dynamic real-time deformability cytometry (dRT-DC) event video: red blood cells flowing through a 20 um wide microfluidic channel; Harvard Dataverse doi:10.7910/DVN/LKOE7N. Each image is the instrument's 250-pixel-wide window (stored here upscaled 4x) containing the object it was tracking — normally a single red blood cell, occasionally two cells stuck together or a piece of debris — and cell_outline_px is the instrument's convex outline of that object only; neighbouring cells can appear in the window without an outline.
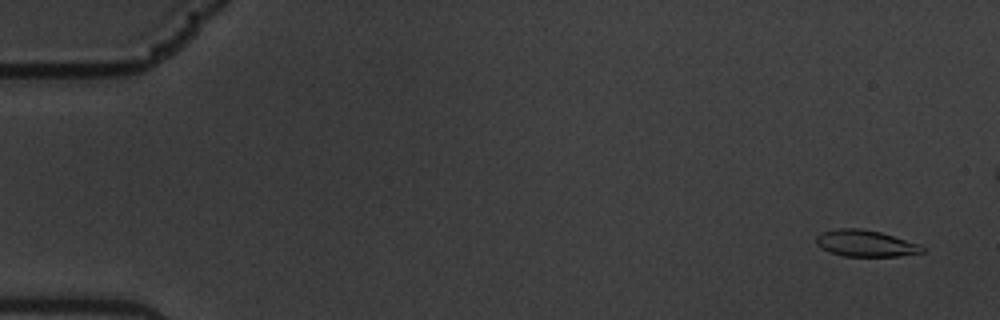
{"species": "common noctule bat (a hibernating species)", "species_latin": "Nyctalus noctula", "temperature_condition": "warm", "stored_images_in_passage": 53, "camera_frame_rate_fps": 3000, "um_per_image_px": 0.085, "animal": {"sex": "male", "body_mass_g": 19.5, "forearm_length_mm": 54.6}, "frame": {"image": 1, "passage_image": 1, "time_ms": 0.0, "image_size_px": [1000, 320], "cell_outline_px": [[924, 252], [900, 256], [844, 256], [828, 252], [820, 248], [816, 244], [816, 236], [820, 232], [836, 228], [860, 228], [880, 232], [920, 244], [924, 248]], "centroid_in_image_um": [73.52, 20.68], "position_along_channel_um": 11.5, "area_um2": 16.53}}
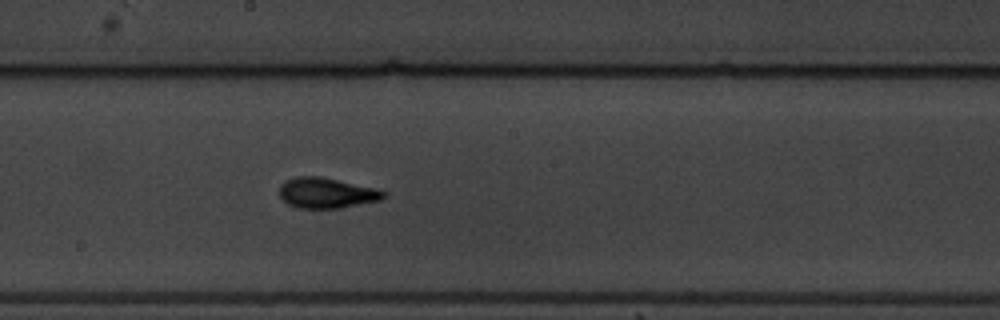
{"frame": {"image": 2, "passage_image": 32, "time_ms": 10.333, "image_size_px": [1000, 320], "cell_outline_px": [[388, 196], [380, 200], [340, 208], [296, 208], [288, 204], [280, 196], [280, 184], [284, 180], [296, 176], [320, 176], [380, 188]], "centroid_in_image_um": [27.78, 16.39], "position_along_channel_um": 220.4, "area_um2": 18.79}}
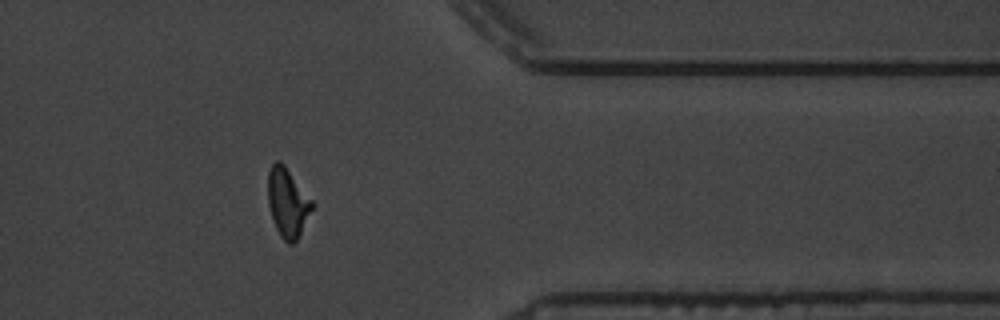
{"frame": {"image": 3, "passage_image": 48, "time_ms": 15.667, "image_size_px": [1000, 320], "cell_outline_px": [[316, 204], [296, 240], [292, 244], [288, 244], [280, 236], [276, 228], [268, 204], [268, 172], [272, 164], [276, 160], [280, 160], [284, 164]], "centroid_in_image_um": [24.46, 17.2], "position_along_channel_um": 386.9, "area_um2": 17.8}}